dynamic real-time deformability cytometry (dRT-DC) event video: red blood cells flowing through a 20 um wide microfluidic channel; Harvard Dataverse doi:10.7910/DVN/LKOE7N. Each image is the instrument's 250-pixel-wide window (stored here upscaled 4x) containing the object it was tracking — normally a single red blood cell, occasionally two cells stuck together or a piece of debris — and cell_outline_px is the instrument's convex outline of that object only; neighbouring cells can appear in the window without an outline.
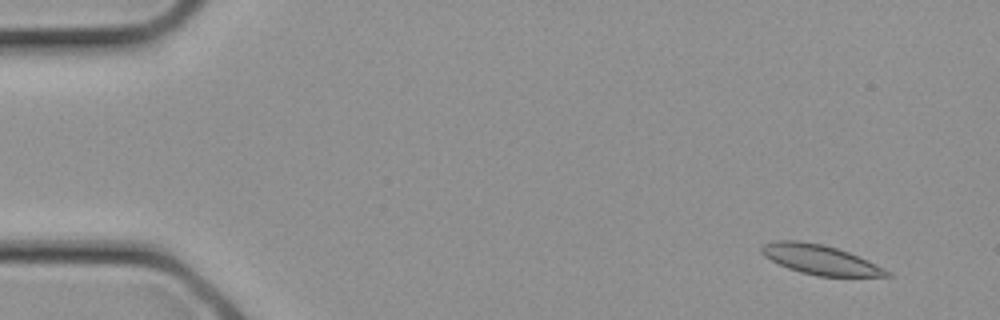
{"species": "common noctule bat (a hibernating species)", "species_latin": "Nyctalus noctula", "temperature_condition": "cold", "stored_images_in_passage": 10, "camera_frame_rate_fps": 3000, "um_per_image_px": 0.085, "animal": {"sex": "female", "body_mass_g": 21.9}, "frame": {"image": 1, "passage_image": 2, "time_ms": 0.333, "image_size_px": [1000, 320], "cell_outline_px": [[892, 276], [816, 276], [800, 272], [788, 268], [764, 256], [760, 252], [760, 248], [764, 244], [776, 240], [800, 240], [824, 244], [848, 252], [884, 268], [892, 272]], "centroid_in_image_um": [69.69, 22.06], "position_along_channel_um": 15.3, "area_um2": 21.5}}
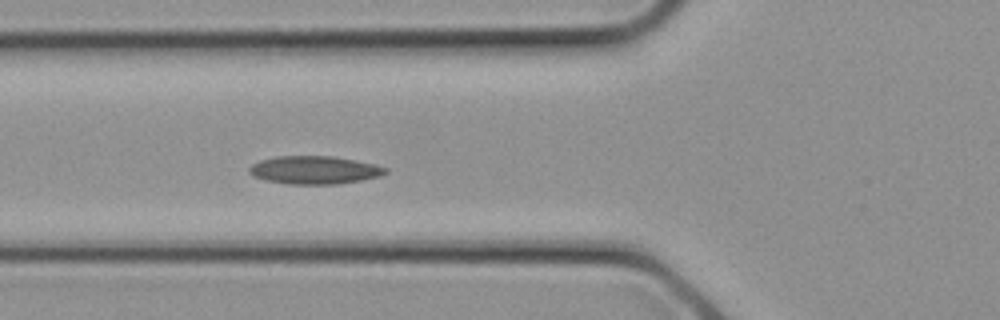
{"frame": {"image": 2, "passage_image": 10, "time_ms": 3.0, "image_size_px": [1000, 320], "cell_outline_px": [[388, 172], [380, 176], [360, 180], [336, 184], [288, 184], [264, 180], [252, 176], [248, 172], [248, 168], [252, 164], [260, 160], [276, 156], [332, 156], [356, 160], [376, 164], [388, 168]], "centroid_in_image_um": [26.71, 14.45], "position_along_channel_um": 99.1, "area_um2": 22.43}}